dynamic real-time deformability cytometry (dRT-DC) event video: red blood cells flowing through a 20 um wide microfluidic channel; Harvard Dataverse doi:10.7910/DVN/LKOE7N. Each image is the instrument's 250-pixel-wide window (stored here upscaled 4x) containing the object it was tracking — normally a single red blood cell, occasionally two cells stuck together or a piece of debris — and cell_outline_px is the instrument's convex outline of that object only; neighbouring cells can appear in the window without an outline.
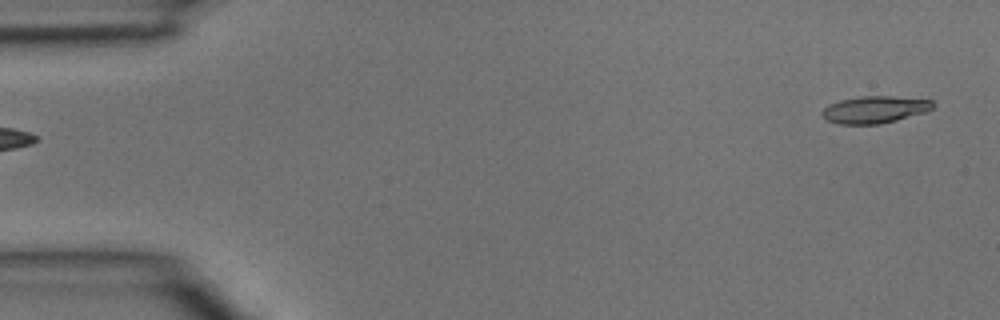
{"species": "common noctule bat (a hibernating species)", "species_latin": "Nyctalus noctula", "temperature_condition": "room temperature", "stored_images_in_passage": 39, "camera_frame_rate_fps": 3000, "um_per_image_px": 0.085, "animal": {"sex": "male", "body_mass_g": 15.6}, "frame": {"image": 1, "passage_image": 1, "time_ms": 0.0, "image_size_px": [1000, 320], "cell_outline_px": [[936, 104], [928, 112], [880, 124], [836, 124], [828, 120], [820, 112], [828, 104], [840, 100], [860, 96], [892, 96], [932, 100]], "centroid_in_image_um": [74.37, 9.31], "position_along_channel_um": 10.6, "area_um2": 17.63}}
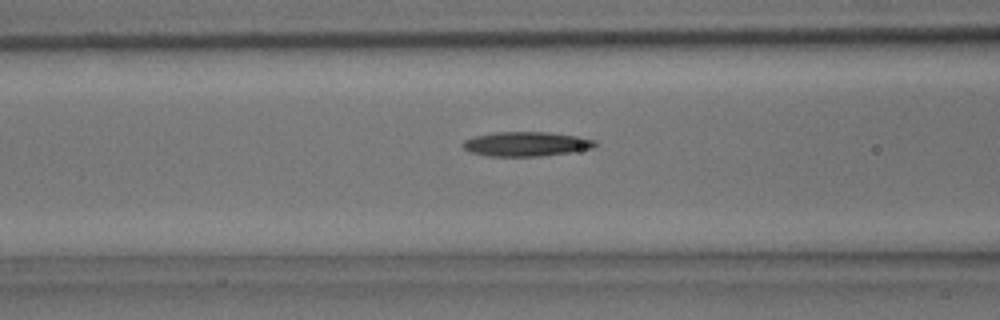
{"frame": {"image": 2, "passage_image": 15, "time_ms": 4.667, "image_size_px": [1000, 320], "cell_outline_px": [[596, 144], [592, 148], [572, 152], [544, 156], [488, 156], [468, 152], [460, 144], [464, 140], [472, 136], [496, 132], [548, 132], [576, 136], [596, 140]], "centroid_in_image_um": [44.68, 12.24], "position_along_channel_um": 121.9, "area_um2": 19.02}}
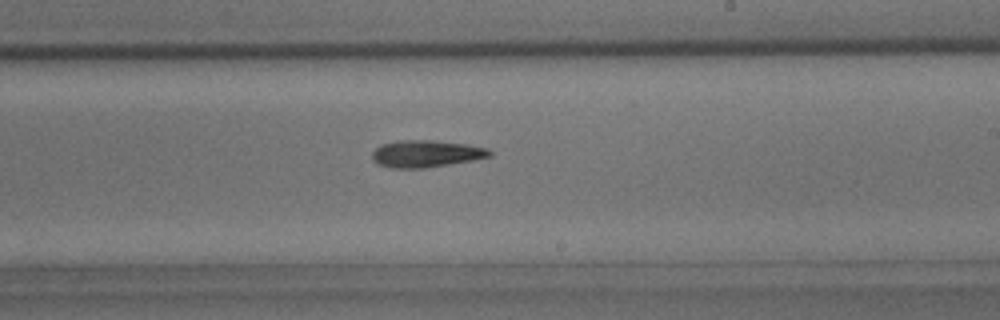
{"frame": {"image": 3, "passage_image": 23, "time_ms": 7.333, "image_size_px": [1000, 320], "cell_outline_px": [[492, 156], [472, 160], [424, 168], [392, 168], [376, 164], [372, 160], [372, 152], [380, 144], [400, 140], [432, 140], [468, 144], [488, 148], [492, 152]], "centroid_in_image_um": [36.19, 13.06], "position_along_channel_um": 252.8, "area_um2": 18.61}}